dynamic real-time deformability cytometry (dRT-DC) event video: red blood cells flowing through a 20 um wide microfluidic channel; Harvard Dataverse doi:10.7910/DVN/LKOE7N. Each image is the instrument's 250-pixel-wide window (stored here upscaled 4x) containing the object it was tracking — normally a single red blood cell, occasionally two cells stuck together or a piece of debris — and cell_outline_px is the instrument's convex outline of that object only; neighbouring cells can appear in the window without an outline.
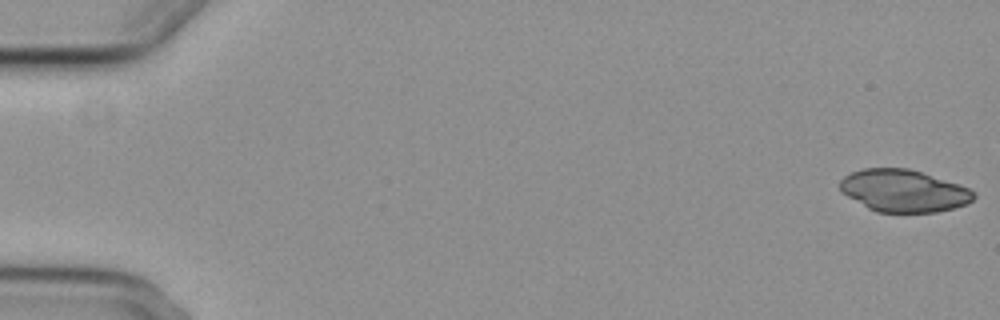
{"species": "common noctule bat (a hibernating species)", "species_latin": "Nyctalus noctula", "temperature_condition": "cold", "stored_images_in_passage": 6, "camera_frame_rate_fps": 3000, "um_per_image_px": 0.085, "animal": {"sex": "female", "body_mass_g": 29.2, "forearm_length_mm": 56.3}, "frame": {"image": 1, "passage_image": 1, "time_ms": 0.0, "image_size_px": [1000, 320], "cell_outline_px": [[976, 196], [968, 204], [936, 212], [876, 212], [868, 208], [840, 192], [840, 180], [844, 176], [852, 172], [864, 168], [908, 168], [968, 188], [976, 192]], "centroid_in_image_um": [76.78, 16.22], "position_along_channel_um": 8.2, "area_um2": 32.66}}